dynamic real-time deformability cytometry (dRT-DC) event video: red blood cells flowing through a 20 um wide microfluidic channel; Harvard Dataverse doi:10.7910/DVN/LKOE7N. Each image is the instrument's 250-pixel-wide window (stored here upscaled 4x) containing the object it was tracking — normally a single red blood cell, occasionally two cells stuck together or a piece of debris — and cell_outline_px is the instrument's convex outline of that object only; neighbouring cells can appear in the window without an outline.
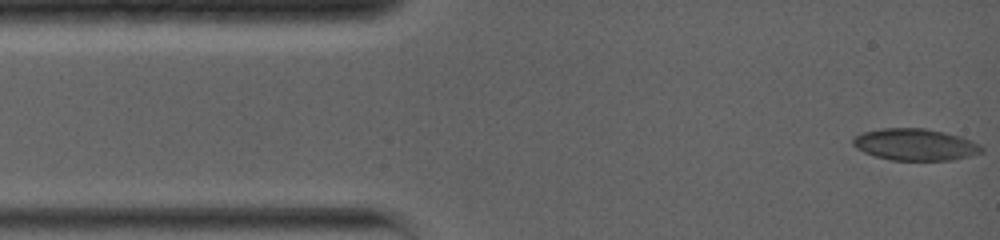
{"species": "common noctule bat (a hibernating species)", "species_latin": "Nyctalus noctula", "temperature_condition": "warm", "stored_images_in_passage": 65, "camera_frame_rate_fps": 5000, "um_per_image_px": 0.085, "animal": {"sex": "female", "body_mass_g": 19.0, "forearm_length_mm": 56.7}, "frame": {"image": 1, "passage_image": 1, "time_ms": 0.0, "image_size_px": [1000, 240], "cell_outline_px": [[984, 152], [952, 160], [892, 160], [876, 156], [864, 152], [856, 148], [852, 144], [852, 140], [856, 136], [864, 132], [880, 128], [924, 128], [944, 132], [960, 136], [972, 140], [980, 144], [984, 148]], "centroid_in_image_um": [77.82, 12.28], "position_along_channel_um": 7.2, "area_um2": 23.81}}
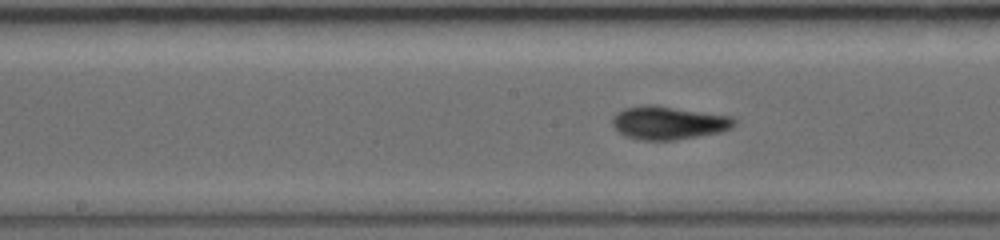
{"frame": {"image": 2, "passage_image": 26, "time_ms": 6.6, "image_size_px": [1000, 240], "cell_outline_px": [[736, 124], [732, 128], [720, 132], [676, 140], [644, 140], [624, 136], [612, 124], [612, 116], [616, 112], [624, 108], [648, 104], [656, 104], [732, 116], [736, 120]], "centroid_in_image_um": [56.83, 10.42], "position_along_channel_um": 191.4, "area_um2": 23.87}}
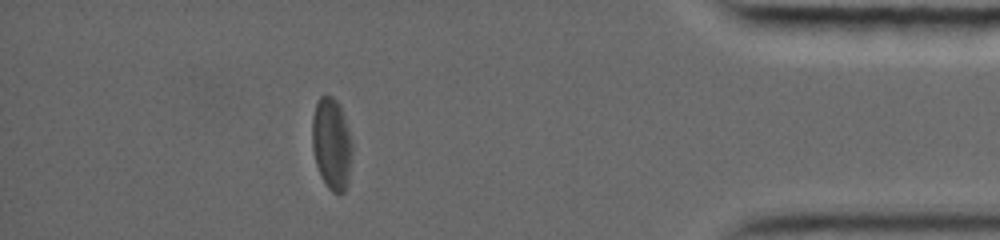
{"frame": {"image": 3, "passage_image": 53, "time_ms": 13.2, "image_size_px": [1000, 240], "cell_outline_px": [[352, 152], [348, 184], [344, 192], [340, 196], [332, 192], [328, 188], [316, 164], [312, 148], [312, 116], [316, 104], [320, 96], [332, 96], [340, 104], [344, 116], [352, 144]], "centroid_in_image_um": [28.19, 12.24], "position_along_channel_um": 407.0, "area_um2": 21.5}, "authors_computed_cell_mechanics": {"area_um2": 22.7154, "velocity_mm_per_s": 3.9253, "shape_relaxation_time_tau1_ms": 4.0982, "shape_relaxation_time_tau2_ms": 1.9214, "deformation_change_tau1": 0.1351, "deformation_change_tau2": 0.0748}}